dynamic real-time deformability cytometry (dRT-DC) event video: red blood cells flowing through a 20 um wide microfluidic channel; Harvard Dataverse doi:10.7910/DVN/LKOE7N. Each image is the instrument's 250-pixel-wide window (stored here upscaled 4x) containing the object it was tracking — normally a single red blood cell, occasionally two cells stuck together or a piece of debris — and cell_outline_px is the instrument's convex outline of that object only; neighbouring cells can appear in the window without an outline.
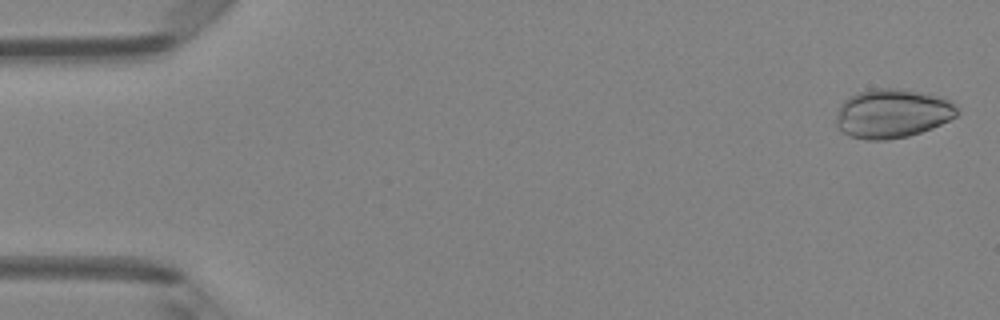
{"species": "Egyptian fruit bat (a non-hibernating species)", "species_latin": "Rousettus aegyptiacus", "temperature_condition": "room temperature", "stored_images_in_passage": 49, "camera_frame_rate_fps": 3000, "um_per_image_px": 0.085, "animal": {"sex": "female"}, "frame": {"image": 1, "passage_image": 2, "time_ms": 0.333, "image_size_px": [1000, 320], "cell_outline_px": [[960, 112], [956, 116], [932, 128], [908, 136], [888, 140], [868, 140], [848, 136], [836, 124], [836, 116], [840, 104], [848, 96], [872, 88], [904, 88], [940, 96], [952, 100], [960, 108]], "centroid_in_image_um": [75.88, 9.63], "position_along_channel_um": 9.1, "area_um2": 35.03}}
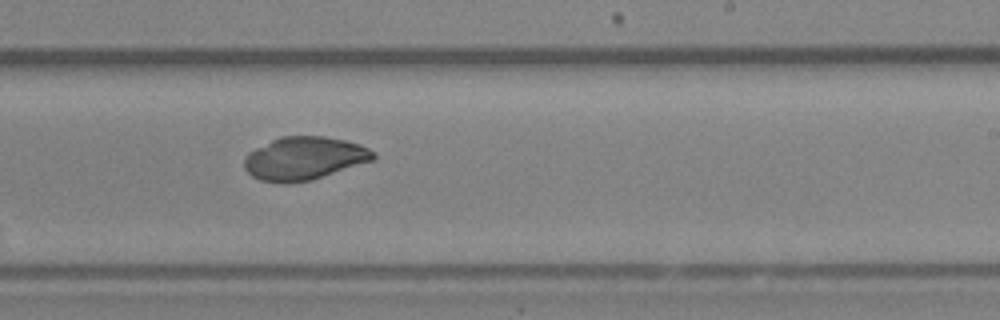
{"frame": {"image": 2, "passage_image": 30, "time_ms": 9.667, "image_size_px": [1000, 320], "cell_outline_px": [[376, 160], [312, 180], [288, 184], [284, 184], [260, 180], [252, 176], [244, 168], [244, 156], [248, 152], [280, 136], [324, 136], [344, 140], [360, 144], [376, 152]], "centroid_in_image_um": [25.88, 13.47], "position_along_channel_um": 263.1, "area_um2": 32.83}}
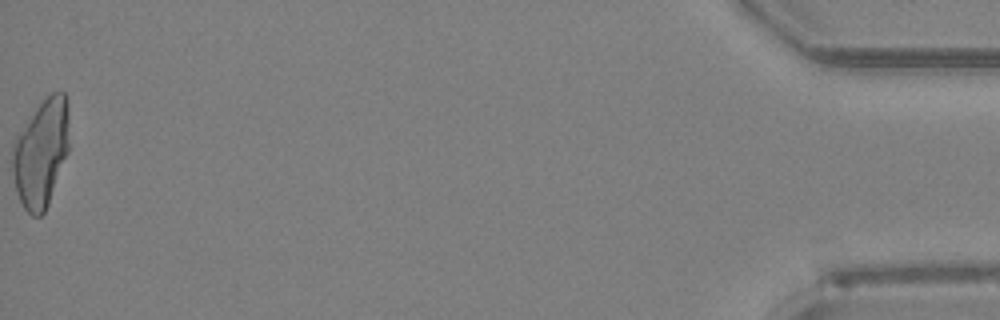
{"frame": {"image": 3, "passage_image": 49, "time_ms": 16.0, "image_size_px": [1000, 320], "cell_outline_px": [[68, 152], [48, 204], [44, 212], [40, 216], [32, 216], [24, 208], [16, 192], [12, 172], [12, 140], [36, 108], [52, 92], [64, 92], [68, 100]], "centroid_in_image_um": [3.47, 13.0], "position_along_channel_um": 431.7, "area_um2": 35.66}}